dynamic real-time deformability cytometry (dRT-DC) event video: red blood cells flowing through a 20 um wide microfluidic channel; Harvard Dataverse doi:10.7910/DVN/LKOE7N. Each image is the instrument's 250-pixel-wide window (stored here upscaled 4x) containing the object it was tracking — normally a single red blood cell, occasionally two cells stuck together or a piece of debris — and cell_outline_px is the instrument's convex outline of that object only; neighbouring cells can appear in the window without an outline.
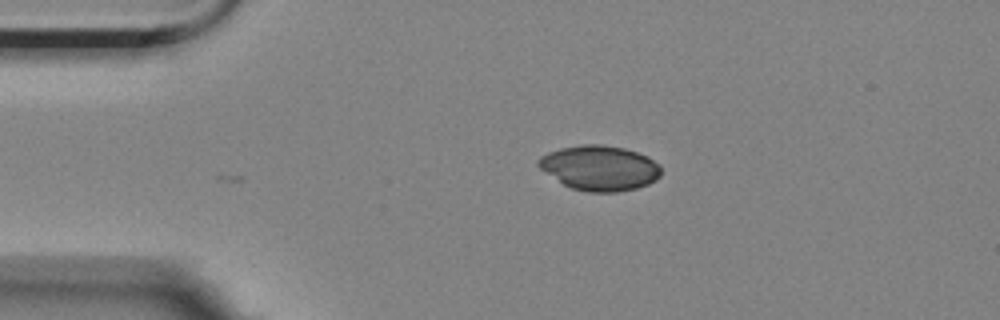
{"species": "Egyptian fruit bat (a non-hibernating species)", "species_latin": "Rousettus aegyptiacus", "temperature_condition": "room temperature", "stored_images_in_passage": 3, "camera_frame_rate_fps": 3000, "um_per_image_px": 0.085, "animal": {"sex": "female"}, "frame": {"image": 1, "passage_image": 3, "time_ms": 3.333, "image_size_px": [1000, 320], "cell_outline_px": [[660, 176], [656, 180], [648, 184], [636, 188], [616, 192], [588, 192], [572, 188], [564, 184], [540, 168], [536, 164], [536, 160], [540, 156], [548, 152], [560, 148], [580, 144], [600, 144], [624, 148], [648, 156], [660, 164]], "centroid_in_image_um": [50.97, 14.26], "position_along_channel_um": 34.0, "area_um2": 32.19}}